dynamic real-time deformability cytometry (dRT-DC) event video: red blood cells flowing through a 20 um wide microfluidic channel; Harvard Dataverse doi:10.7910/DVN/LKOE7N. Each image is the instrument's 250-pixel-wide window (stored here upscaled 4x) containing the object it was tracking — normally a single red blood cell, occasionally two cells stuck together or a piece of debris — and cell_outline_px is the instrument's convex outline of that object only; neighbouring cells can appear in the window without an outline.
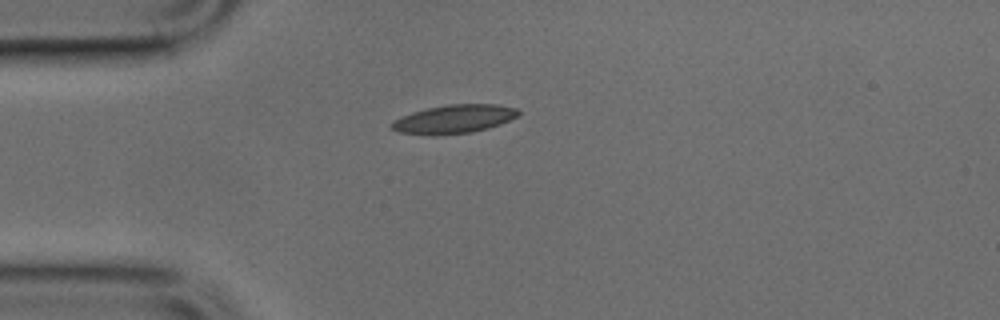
{"species": "common noctule bat (a hibernating species)", "species_latin": "Nyctalus noctula", "temperature_condition": "cold", "stored_images_in_passage": 15, "camera_frame_rate_fps": 3000, "um_per_image_px": 0.085, "animal": {"sex": "male", "body_mass_g": 17.9, "forearm_length_mm": 54.2}, "frame": {"image": 1, "passage_image": 1, "time_ms": 0.0, "image_size_px": [1000, 320], "cell_outline_px": [[520, 112], [516, 116], [500, 124], [488, 128], [472, 132], [436, 136], [432, 136], [400, 132], [392, 128], [388, 124], [392, 120], [400, 116], [412, 112], [428, 108], [448, 104], [496, 104], [516, 108]], "centroid_in_image_um": [38.53, 10.13], "position_along_channel_um": 46.5, "area_um2": 21.21}}
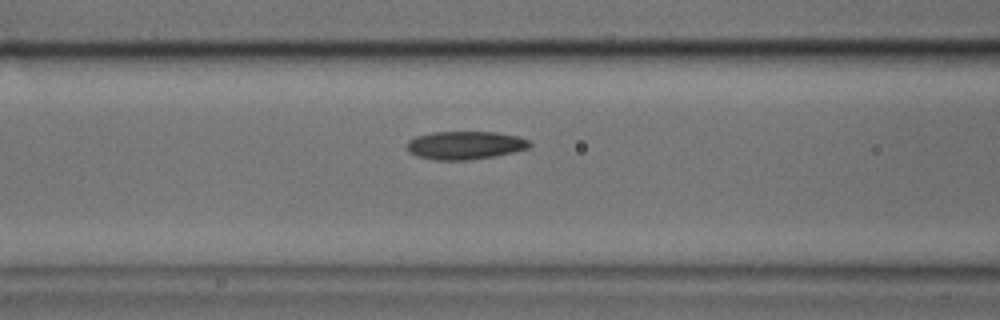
{"frame": {"image": 2, "passage_image": 8, "time_ms": 2.333, "image_size_px": [1000, 320], "cell_outline_px": [[532, 144], [528, 148], [496, 156], [468, 160], [432, 160], [416, 156], [408, 152], [408, 140], [416, 136], [432, 132], [496, 132], [516, 136], [528, 140]], "centroid_in_image_um": [39.5, 12.35], "position_along_channel_um": 127.1, "area_um2": 20.17}}